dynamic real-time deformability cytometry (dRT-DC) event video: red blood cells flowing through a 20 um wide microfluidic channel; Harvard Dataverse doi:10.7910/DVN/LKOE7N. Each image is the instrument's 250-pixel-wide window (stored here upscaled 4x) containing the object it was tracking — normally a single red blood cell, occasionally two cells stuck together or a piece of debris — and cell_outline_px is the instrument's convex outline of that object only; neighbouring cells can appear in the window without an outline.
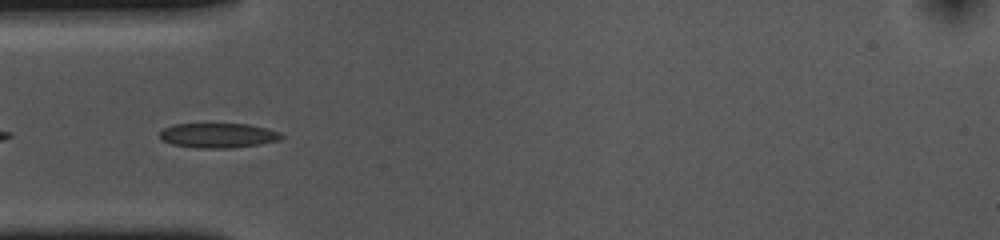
{"species": "common noctule bat (a hibernating species)", "species_latin": "Nyctalus noctula", "temperature_condition": "cold", "stored_images_in_passage": 41, "camera_frame_rate_fps": 3000, "um_per_image_px": 0.085, "animal": {"sex": "female", "body_mass_g": 10.0, "forearm_length_mm": 53.1}, "frame": {"image": 1, "passage_image": 3, "time_ms": 0.667, "image_size_px": [1000, 240], "cell_outline_px": [[284, 136], [280, 140], [260, 144], [228, 148], [196, 148], [172, 144], [160, 140], [160, 132], [164, 128], [176, 124], [248, 124], [280, 132]], "centroid_in_image_um": [18.53, 11.52], "position_along_channel_um": 66.5, "area_um2": 17.46}}
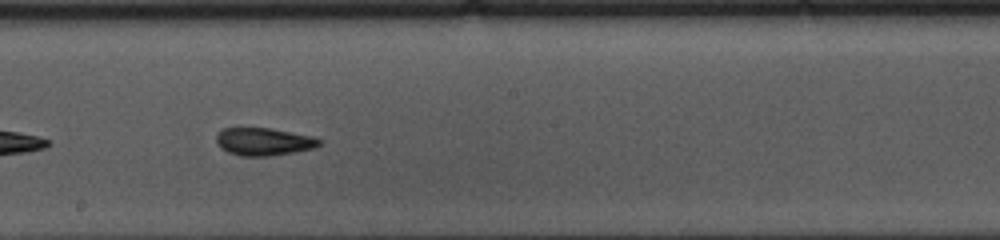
{"frame": {"image": 2, "passage_image": 16, "time_ms": 5.0, "image_size_px": [1000, 240], "cell_outline_px": [[324, 140], [316, 148], [296, 152], [268, 156], [240, 156], [228, 152], [220, 148], [216, 144], [216, 132], [224, 128], [272, 128], [312, 136]], "centroid_in_image_um": [22.42, 12.04], "position_along_channel_um": 225.8, "area_um2": 16.94}}
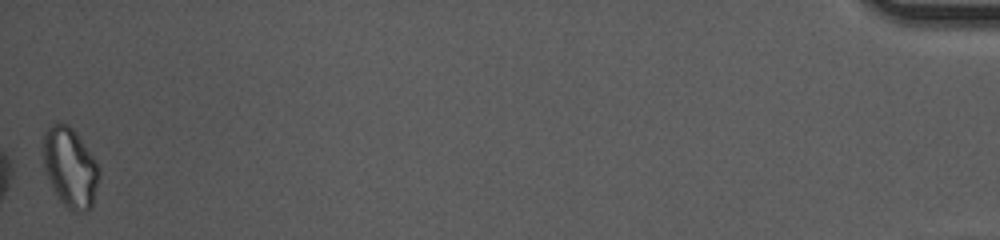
{"frame": {"image": 3, "passage_image": 41, "time_ms": 13.333, "image_size_px": [1000, 240], "cell_outline_px": [[100, 176], [92, 208], [80, 212], [72, 212], [60, 200], [44, 172], [40, 152], [44, 132], [56, 120], [68, 124], [76, 132], [96, 160], [100, 168]], "centroid_in_image_um": [5.93, 14.19], "position_along_channel_um": 429.3, "area_um2": 26.76}, "authors_computed_cell_mechanics": {"area_um2": 17.34, "velocity_mm_per_s": 3.6541, "shape_relaxation_time_tau1_ms": 4.3922, "shape_relaxation_time_tau2_ms": 1.5632, "deformation_change_tau1": 0.1208, "deformation_change_tau2": 0.0594}}